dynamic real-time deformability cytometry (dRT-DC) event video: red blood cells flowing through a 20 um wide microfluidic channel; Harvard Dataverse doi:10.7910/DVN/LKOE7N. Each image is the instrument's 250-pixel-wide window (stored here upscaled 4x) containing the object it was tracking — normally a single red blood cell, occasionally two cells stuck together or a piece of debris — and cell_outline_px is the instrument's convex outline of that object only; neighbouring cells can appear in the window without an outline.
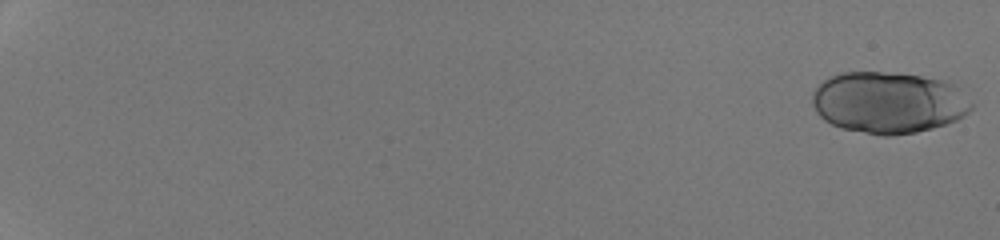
{"species": "human", "species_latin": "Homo sapiens", "temperature_condition": "room temperature", "stored_images_in_passage": 52, "camera_frame_rate_fps": 3000, "um_per_image_px": 0.085, "donor": {"sex": "male"}, "frame": {"image": 1, "passage_image": 1, "time_ms": 0.0, "image_size_px": [1000, 240], "cell_outline_px": [[976, 104], [964, 116], [956, 120], [932, 128], [916, 132], [892, 136], [880, 136], [840, 128], [824, 120], [816, 112], [812, 104], [812, 92], [828, 76], [840, 72], [896, 72], [948, 80]], "centroid_in_image_um": [75.53, 8.71], "position_along_channel_um": 9.5, "area_um2": 57.8}}
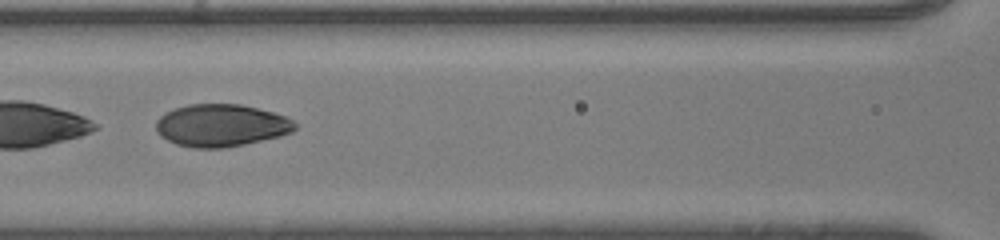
{"frame": {"image": 2, "passage_image": 29, "time_ms": 9.333, "image_size_px": [1000, 240], "cell_outline_px": [[296, 128], [292, 132], [280, 136], [244, 144], [224, 148], [192, 148], [176, 144], [160, 136], [156, 132], [156, 120], [164, 112], [188, 104], [240, 104], [288, 116], [296, 124]], "centroid_in_image_um": [18.78, 10.66], "position_along_channel_um": 147.8, "area_um2": 34.45}}
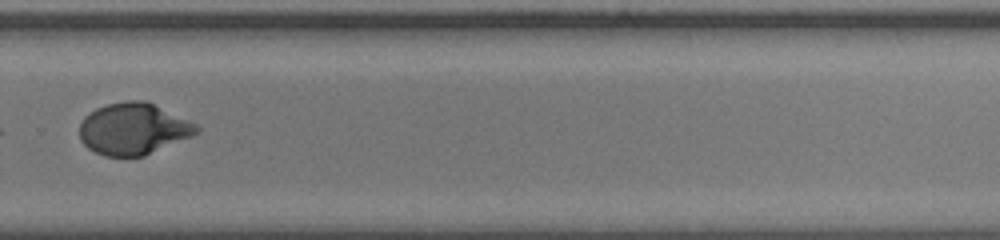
{"frame": {"image": 3, "passage_image": 41, "time_ms": 13.333, "image_size_px": [1000, 240], "cell_outline_px": [[200, 132], [192, 136], [144, 156], [104, 156], [88, 148], [80, 140], [80, 124], [84, 116], [96, 108], [108, 104], [128, 100], [148, 100], [196, 124], [200, 128]], "centroid_in_image_um": [11.34, 10.94], "position_along_channel_um": 318.5, "area_um2": 35.32}, "authors_computed_cell_mechanics": {"area_um2": 46.4134, "velocity_mm_per_s": 4.2888, "shape_relaxation_time_tau1_ms": 4.5836, "shape_relaxation_time_tau2_ms": null, "deformation_change_tau1": 0.2218, "deformation_change_tau2": null}}